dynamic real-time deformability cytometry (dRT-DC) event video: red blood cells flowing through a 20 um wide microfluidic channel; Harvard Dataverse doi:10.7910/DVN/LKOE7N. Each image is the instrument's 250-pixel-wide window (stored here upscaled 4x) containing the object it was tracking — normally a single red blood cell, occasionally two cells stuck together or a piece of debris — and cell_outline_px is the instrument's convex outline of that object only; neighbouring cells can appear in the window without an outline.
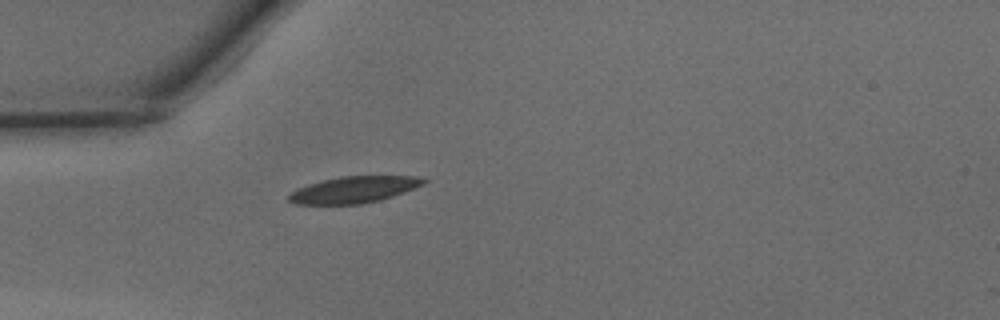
{"species": "common noctule bat (a hibernating species)", "species_latin": "Nyctalus noctula", "temperature_condition": "warm", "stored_images_in_passage": 35, "camera_frame_rate_fps": 3000, "um_per_image_px": 0.085, "animal": {"sex": "male", "body_mass_g": 15.6}, "frame": {"image": 1, "passage_image": 1, "time_ms": 0.0, "image_size_px": [1000, 320], "cell_outline_px": [[428, 180], [424, 184], [404, 192], [380, 200], [360, 204], [296, 204], [288, 200], [288, 196], [296, 188], [308, 184], [340, 176], [416, 176]], "centroid_in_image_um": [30.08, 16.12], "position_along_channel_um": 54.9, "area_um2": 20.69}}
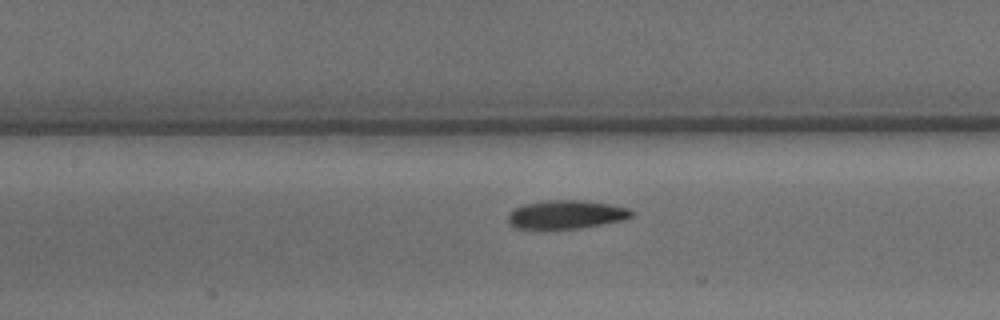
{"frame": {"image": 2, "passage_image": 9, "time_ms": 2.667, "image_size_px": [1000, 320], "cell_outline_px": [[636, 216], [624, 220], [604, 224], [580, 228], [536, 232], [516, 228], [508, 224], [508, 212], [512, 208], [524, 204], [544, 200], [588, 200], [612, 204], [628, 208], [636, 212]], "centroid_in_image_um": [48.09, 18.27], "position_along_channel_um": 159.3, "area_um2": 21.91}}
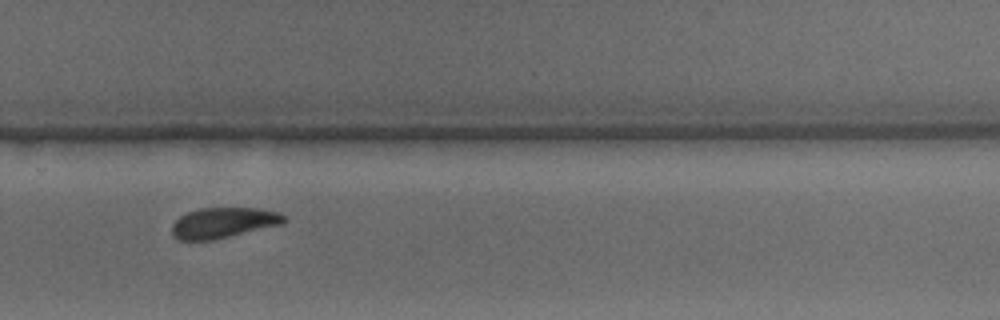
{"frame": {"image": 3, "passage_image": 20, "time_ms": 6.333, "image_size_px": [1000, 320], "cell_outline_px": [[288, 220], [284, 224], [216, 240], [180, 240], [172, 236], [172, 224], [180, 216], [188, 212], [200, 208], [260, 208], [280, 212], [288, 216]], "centroid_in_image_um": [19.06, 18.94], "position_along_channel_um": 310.7, "area_um2": 20.4}, "authors_computed_cell_mechanics": {"area_um2": 20.6924, "velocity_mm_per_s": 4.143, "shape_relaxation_time_tau1_ms": 2.6539, "shape_relaxation_time_tau2_ms": 1.7078, "deformation_change_tau1": 0.1221, "deformation_change_tau2": 0.0736}}